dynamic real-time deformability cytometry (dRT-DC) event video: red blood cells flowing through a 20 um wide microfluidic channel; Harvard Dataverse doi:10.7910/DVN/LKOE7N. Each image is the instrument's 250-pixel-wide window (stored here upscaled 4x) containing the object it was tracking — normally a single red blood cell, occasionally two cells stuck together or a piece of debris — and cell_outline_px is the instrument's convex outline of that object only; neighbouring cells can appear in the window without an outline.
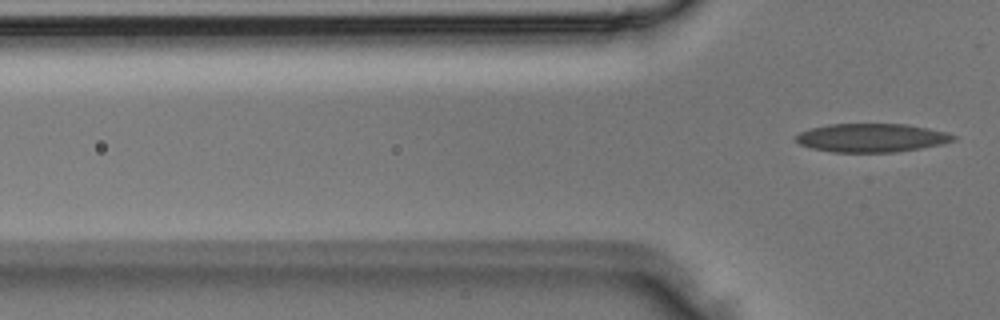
{"species": "Egyptian fruit bat (a non-hibernating species)", "species_latin": "Rousettus aegyptiacus", "temperature_condition": "room temperature", "stored_images_in_passage": 4, "camera_frame_rate_fps": 3000, "um_per_image_px": 0.085, "animal": {"sex": "male"}, "frame": {"image": 1, "passage_image": 4, "time_ms": 1.0, "image_size_px": [1000, 320], "cell_outline_px": [[956, 140], [944, 144], [896, 152], [832, 152], [812, 148], [800, 144], [792, 136], [800, 132], [812, 128], [828, 124], [904, 124], [928, 128], [948, 132], [956, 136]], "centroid_in_image_um": [74.1, 11.71], "position_along_channel_um": 51.7, "area_um2": 26.3}}